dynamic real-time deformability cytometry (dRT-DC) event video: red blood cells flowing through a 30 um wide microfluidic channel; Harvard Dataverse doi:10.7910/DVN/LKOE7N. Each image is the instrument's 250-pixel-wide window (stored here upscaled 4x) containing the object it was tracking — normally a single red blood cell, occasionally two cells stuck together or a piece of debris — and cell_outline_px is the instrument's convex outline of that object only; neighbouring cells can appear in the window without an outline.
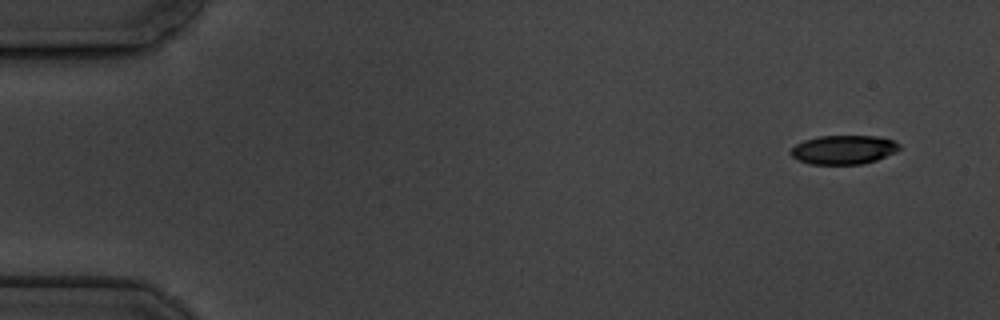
{"species": "common noctule bat (a hibernating species)", "species_latin": "Nyctalus noctula", "temperature_condition": "cold", "stored_images_in_passage": 4, "camera_frame_rate_fps": 3000, "um_per_image_px": 0.085, "animal": {"sex": "male", "body_mass_g": 19.5, "forearm_length_mm": 54.6}, "frame": {"image": 1, "passage_image": 1, "time_ms": 0.0, "image_size_px": [1000, 320], "cell_outline_px": [[900, 148], [896, 152], [876, 160], [860, 164], [808, 164], [796, 160], [788, 152], [796, 144], [804, 140], [820, 136], [876, 136], [892, 140], [900, 144]], "centroid_in_image_um": [71.67, 12.73], "position_along_channel_um": 13.3, "area_um2": 18.38}}
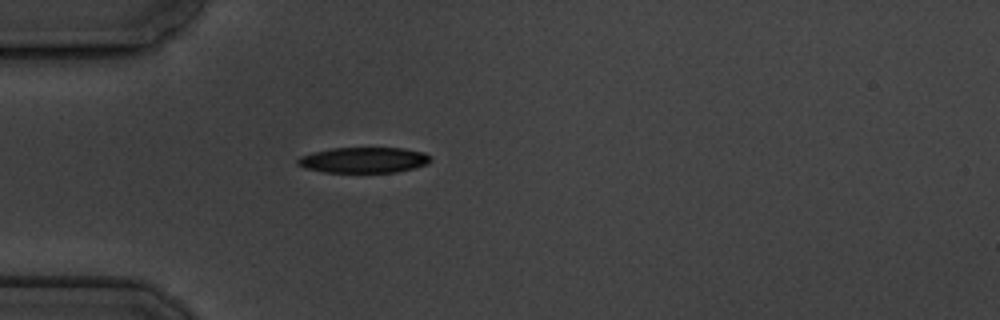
{"frame": {"image": 2, "passage_image": 4, "time_ms": 4.333, "image_size_px": [1000, 320], "cell_outline_px": [[432, 160], [428, 164], [416, 168], [396, 172], [324, 172], [304, 168], [296, 164], [296, 160], [300, 156], [312, 152], [332, 148], [404, 148], [424, 152], [432, 156]], "centroid_in_image_um": [30.94, 13.6], "position_along_channel_um": 54.1, "area_um2": 20.11}}